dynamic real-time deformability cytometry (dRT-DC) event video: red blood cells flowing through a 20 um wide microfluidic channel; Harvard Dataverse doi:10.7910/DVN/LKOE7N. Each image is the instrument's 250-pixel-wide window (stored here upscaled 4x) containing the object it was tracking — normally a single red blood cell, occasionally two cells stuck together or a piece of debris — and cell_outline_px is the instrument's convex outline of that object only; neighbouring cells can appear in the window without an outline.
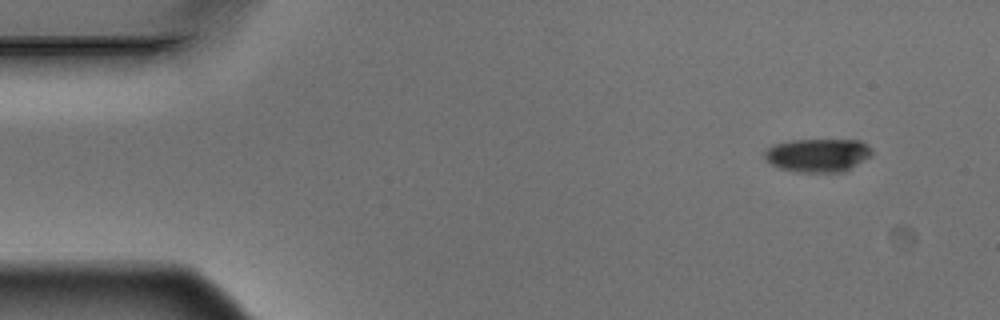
{"species": "Egyptian fruit bat (a non-hibernating species)", "species_latin": "Rousettus aegyptiacus", "temperature_condition": "warm", "stored_images_in_passage": 5, "camera_frame_rate_fps": 3000, "um_per_image_px": 0.085, "animal": {"sex": "male"}, "frame": {"image": 1, "passage_image": 1, "time_ms": 0.0, "image_size_px": [1000, 320], "cell_outline_px": [[872, 156], [844, 172], [800, 172], [780, 168], [772, 164], [764, 156], [764, 152], [772, 144], [792, 140], [860, 140], [868, 144], [872, 148]], "centroid_in_image_um": [69.56, 13.18], "position_along_channel_um": 15.4, "area_um2": 20.98}}
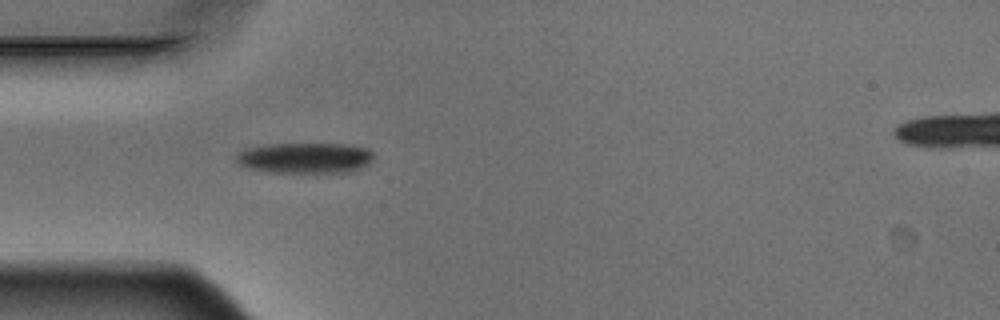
{"frame": {"image": 2, "passage_image": 4, "time_ms": 1.0, "image_size_px": [1000, 320], "cell_outline_px": [[372, 160], [364, 168], [352, 172], [276, 172], [248, 168], [240, 164], [236, 160], [236, 152], [244, 148], [264, 144], [344, 144], [368, 148], [372, 152]], "centroid_in_image_um": [25.93, 13.41], "position_along_channel_um": 59.1, "area_um2": 24.68}}